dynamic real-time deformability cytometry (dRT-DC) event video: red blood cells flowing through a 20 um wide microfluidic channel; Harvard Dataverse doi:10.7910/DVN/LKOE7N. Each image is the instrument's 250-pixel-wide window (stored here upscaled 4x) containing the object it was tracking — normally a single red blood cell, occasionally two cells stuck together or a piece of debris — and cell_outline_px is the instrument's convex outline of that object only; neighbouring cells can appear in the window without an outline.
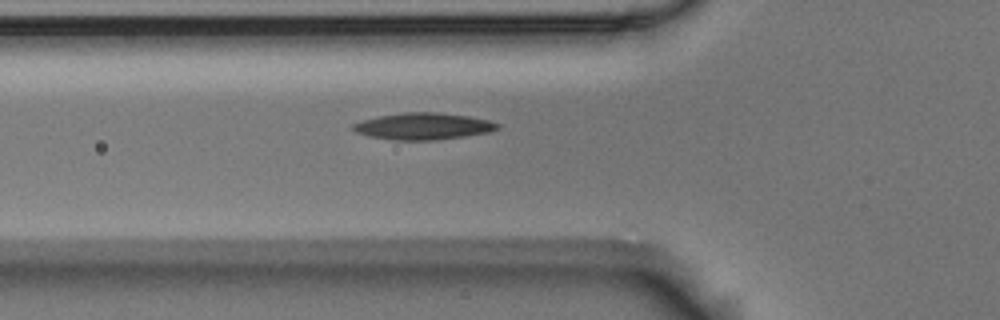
{"species": "Egyptian fruit bat (a non-hibernating species)", "species_latin": "Rousettus aegyptiacus", "temperature_condition": "room temperature", "stored_images_in_passage": 41, "camera_frame_rate_fps": 3000, "um_per_image_px": 0.085, "animal": {"sex": "male"}, "frame": {"image": 1, "passage_image": 3, "time_ms": 0.667, "image_size_px": [1000, 320], "cell_outline_px": [[500, 128], [488, 132], [464, 136], [432, 140], [392, 140], [368, 136], [356, 132], [352, 128], [352, 124], [360, 120], [380, 116], [404, 112], [436, 112], [468, 116], [488, 120], [500, 124]], "centroid_in_image_um": [35.94, 10.73], "position_along_channel_um": 89.9, "area_um2": 22.43}}
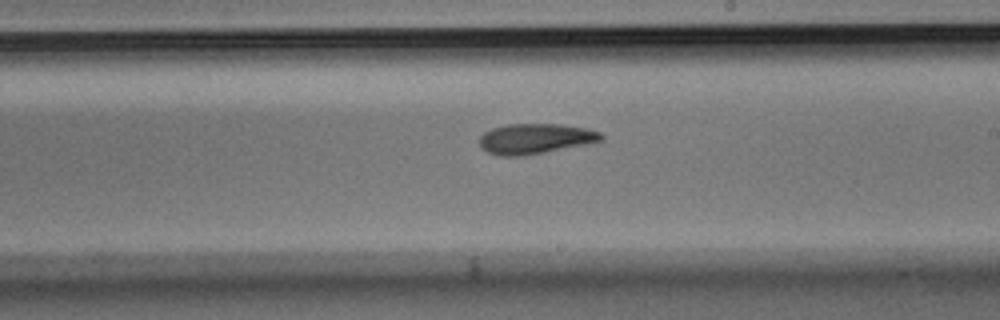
{"frame": {"image": 2, "passage_image": 16, "time_ms": 5.0, "image_size_px": [1000, 320], "cell_outline_px": [[604, 140], [544, 152], [520, 156], [500, 156], [488, 152], [480, 144], [480, 136], [484, 132], [492, 128], [508, 124], [560, 124], [584, 128], [600, 132], [604, 136]], "centroid_in_image_um": [45.49, 11.78], "position_along_channel_um": 243.5, "area_um2": 21.15}}
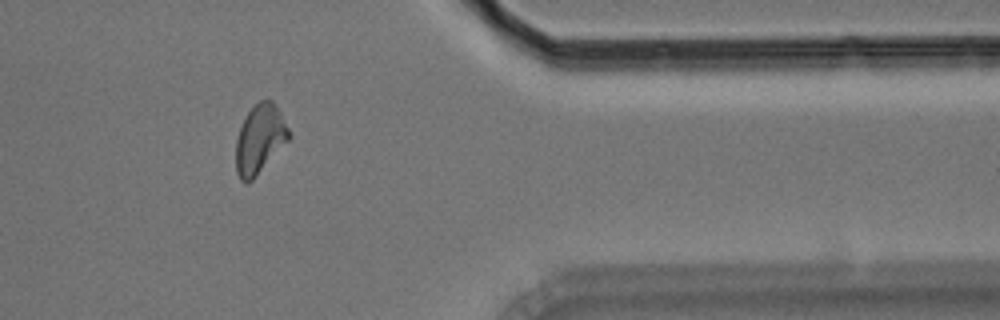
{"frame": {"image": 3, "passage_image": 30, "time_ms": 9.667, "image_size_px": [1000, 320], "cell_outline_px": [[292, 136], [252, 180], [240, 180], [236, 172], [236, 140], [240, 128], [248, 112], [260, 100], [272, 100], [280, 112], [292, 132]], "centroid_in_image_um": [22.1, 11.8], "position_along_channel_um": 389.3, "area_um2": 20.98}}